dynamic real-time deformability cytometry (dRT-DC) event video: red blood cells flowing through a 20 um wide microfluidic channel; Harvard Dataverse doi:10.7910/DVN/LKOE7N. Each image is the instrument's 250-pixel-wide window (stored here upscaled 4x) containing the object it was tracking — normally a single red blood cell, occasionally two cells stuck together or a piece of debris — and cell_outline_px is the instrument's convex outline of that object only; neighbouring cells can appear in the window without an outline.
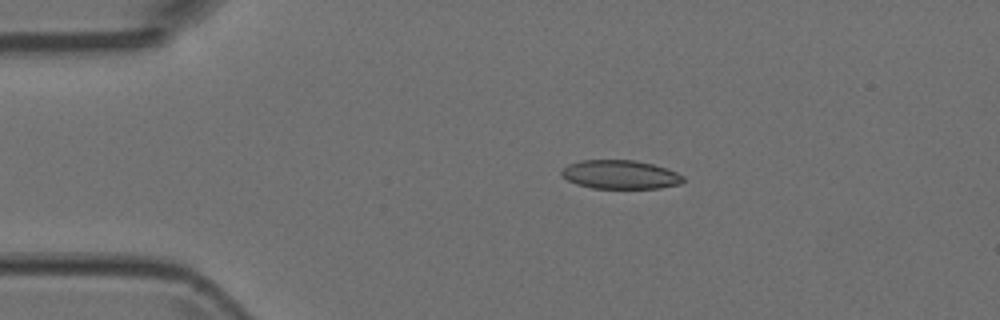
{"species": "Egyptian fruit bat (a non-hibernating species)", "species_latin": "Rousettus aegyptiacus", "temperature_condition": "room temperature", "stored_images_in_passage": 4, "camera_frame_rate_fps": 3000, "um_per_image_px": 0.085, "animal": {"sex": "female"}, "frame": {"image": 1, "passage_image": 3, "time_ms": 0.667, "image_size_px": [1000, 320], "cell_outline_px": [[684, 180], [680, 184], [660, 188], [592, 188], [576, 184], [568, 180], [560, 172], [568, 164], [580, 160], [636, 160], [668, 168], [684, 176]], "centroid_in_image_um": [52.74, 14.83], "position_along_channel_um": 32.3, "area_um2": 20.4}}